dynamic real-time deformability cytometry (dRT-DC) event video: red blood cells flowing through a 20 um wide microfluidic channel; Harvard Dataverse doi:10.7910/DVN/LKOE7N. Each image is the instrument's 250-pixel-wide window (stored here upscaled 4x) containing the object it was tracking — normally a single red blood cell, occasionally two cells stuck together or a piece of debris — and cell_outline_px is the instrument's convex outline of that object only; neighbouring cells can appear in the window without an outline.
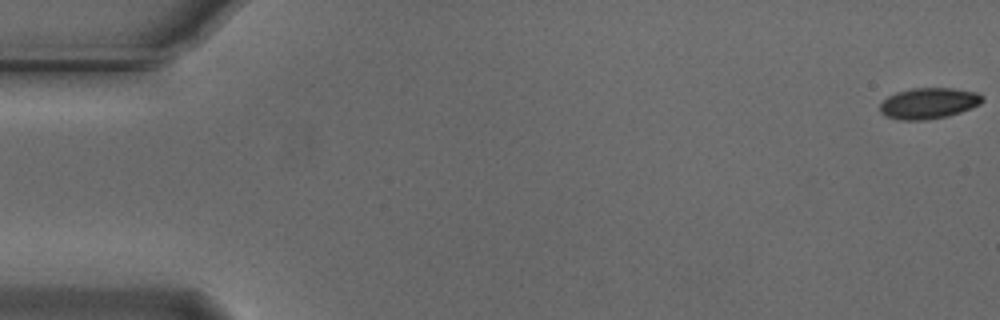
{"species": "Egyptian fruit bat (a non-hibernating species)", "species_latin": "Rousettus aegyptiacus", "temperature_condition": "cold", "stored_images_in_passage": 55, "camera_frame_rate_fps": 3000, "um_per_image_px": 0.085, "animal": {"sex": "male"}, "frame": {"image": 1, "passage_image": 1, "time_ms": 0.0, "image_size_px": [1000, 320], "cell_outline_px": [[984, 100], [980, 104], [972, 108], [948, 116], [928, 120], [900, 120], [884, 116], [880, 112], [880, 104], [888, 96], [896, 92], [912, 88], [952, 88], [976, 92], [984, 96]], "centroid_in_image_um": [78.94, 8.78], "position_along_channel_um": 6.1, "area_um2": 18.67}}
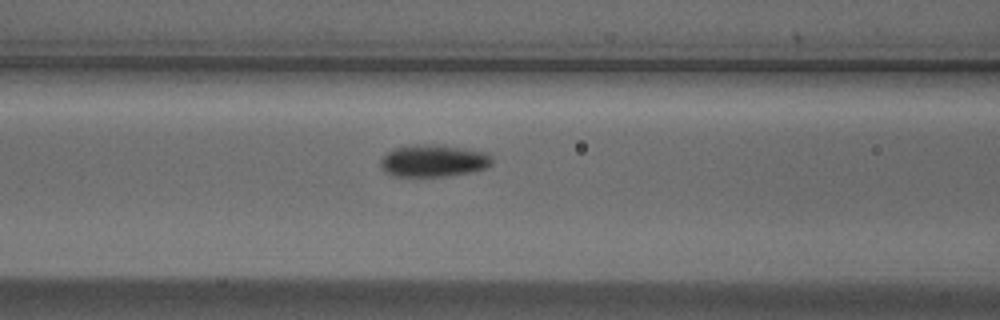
{"frame": {"image": 2, "passage_image": 23, "time_ms": 7.333, "image_size_px": [1000, 320], "cell_outline_px": [[492, 164], [484, 168], [472, 172], [448, 176], [392, 176], [384, 172], [380, 168], [380, 160], [392, 148], [416, 144], [444, 144], [488, 152], [492, 156]], "centroid_in_image_um": [36.85, 13.65], "position_along_channel_um": 129.8, "area_um2": 21.39}}
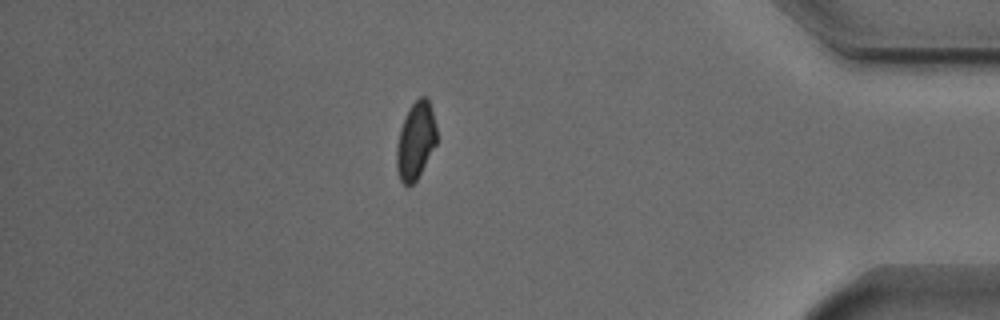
{"frame": {"image": 3, "passage_image": 48, "time_ms": 15.667, "image_size_px": [1000, 320], "cell_outline_px": [[436, 144], [416, 180], [412, 184], [404, 184], [400, 180], [396, 168], [396, 144], [400, 128], [404, 116], [408, 108], [420, 96], [428, 96], [432, 108], [436, 124]], "centroid_in_image_um": [35.32, 11.91], "position_along_channel_um": 399.9, "area_um2": 18.21}, "authors_computed_cell_mechanics": {"area_um2": 19.074, "velocity_mm_per_s": 3.7354, "shape_relaxation_time_tau1_ms": 2.2299, "shape_relaxation_time_tau2_ms": null, "deformation_change_tau1": 0.0869, "deformation_change_tau2": null}}